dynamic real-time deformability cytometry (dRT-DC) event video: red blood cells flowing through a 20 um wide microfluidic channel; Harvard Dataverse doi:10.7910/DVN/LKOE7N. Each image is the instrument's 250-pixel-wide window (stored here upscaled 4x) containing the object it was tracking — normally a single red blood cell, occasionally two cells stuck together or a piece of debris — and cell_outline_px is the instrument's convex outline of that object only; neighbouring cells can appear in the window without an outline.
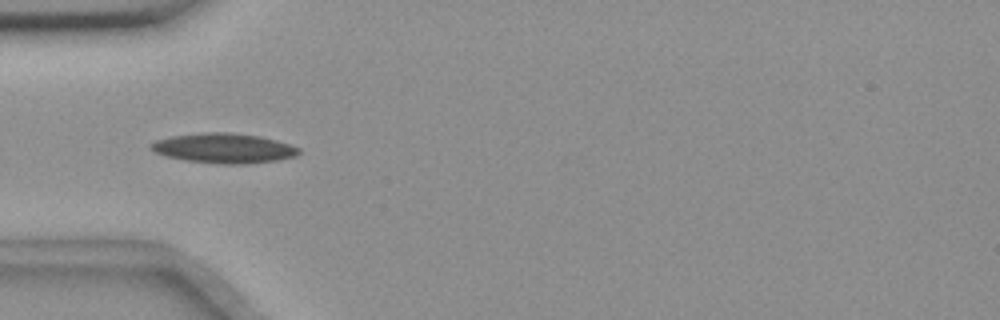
{"species": "common noctule bat (a hibernating species)", "species_latin": "Nyctalus noctula", "temperature_condition": "room temperature", "stored_images_in_passage": 15, "camera_frame_rate_fps": 3000, "um_per_image_px": 0.085, "animal": {"sex": "female", "body_mass_g": 18.4}, "frame": {"image": 1, "passage_image": 7, "time_ms": 2.0, "image_size_px": [1000, 320], "cell_outline_px": [[300, 152], [296, 156], [276, 160], [248, 164], [220, 164], [184, 160], [164, 156], [148, 148], [156, 140], [172, 136], [208, 132], [228, 132], [260, 136], [276, 140], [300, 148]], "centroid_in_image_um": [19.03, 12.6], "position_along_channel_um": 66.0, "area_um2": 25.66}}